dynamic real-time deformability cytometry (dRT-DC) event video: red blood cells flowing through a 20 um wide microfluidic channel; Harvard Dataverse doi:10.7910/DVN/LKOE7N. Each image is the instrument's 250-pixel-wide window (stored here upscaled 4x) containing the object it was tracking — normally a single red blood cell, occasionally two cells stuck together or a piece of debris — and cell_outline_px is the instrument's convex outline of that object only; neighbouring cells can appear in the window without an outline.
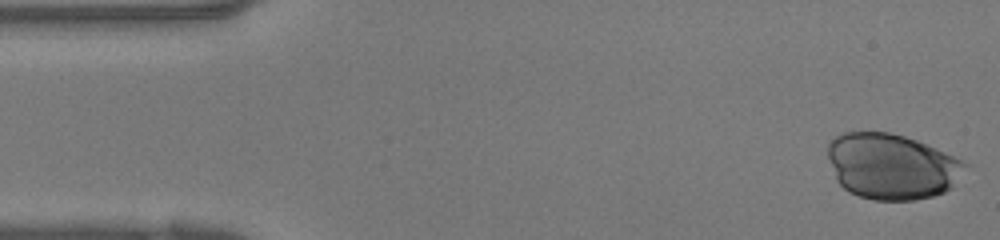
{"species": "human", "species_latin": "Homo sapiens", "temperature_condition": "warm", "stored_images_in_passage": 32, "camera_frame_rate_fps": 3000, "um_per_image_px": 0.085, "donor": {"sex": "female"}, "frame": {"image": 1, "passage_image": 1, "time_ms": 0.0, "image_size_px": [1000, 240], "cell_outline_px": [[968, 164], [952, 188], [944, 192], [932, 196], [912, 200], [872, 200], [848, 192], [836, 180], [828, 156], [828, 144], [840, 132], [888, 132], [904, 136], [916, 140], [944, 152]], "centroid_in_image_um": [75.77, 14.15], "position_along_channel_um": 9.2, "area_um2": 52.25}}
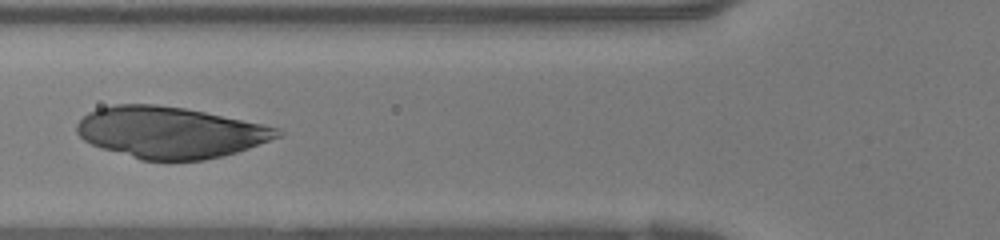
{"frame": {"image": 2, "passage_image": 14, "time_ms": 4.333, "image_size_px": [1000, 240], "cell_outline_px": [[284, 132], [280, 136], [248, 148], [236, 152], [204, 160], [140, 160], [100, 148], [84, 140], [76, 132], [76, 124], [88, 112], [96, 108], [112, 104], [156, 104], [184, 108], [204, 112], [280, 128]], "centroid_in_image_um": [14.41, 11.25], "position_along_channel_um": 111.4, "area_um2": 59.88}}
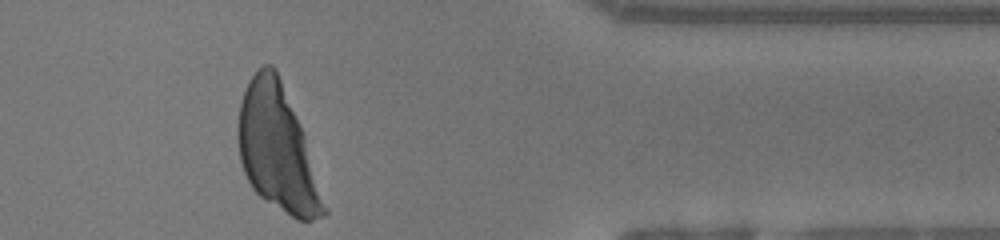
{"frame": {"image": 3, "passage_image": 32, "time_ms": 10.333, "image_size_px": [1000, 240], "cell_outline_px": [[328, 212], [324, 216], [312, 220], [296, 220], [260, 196], [252, 188], [244, 172], [240, 160], [236, 140], [236, 128], [240, 104], [244, 92], [252, 76], [264, 64], [272, 64], [276, 68], [304, 132]], "centroid_in_image_um": [23.56, 12.64], "position_along_channel_um": 387.8, "area_um2": 62.48}}